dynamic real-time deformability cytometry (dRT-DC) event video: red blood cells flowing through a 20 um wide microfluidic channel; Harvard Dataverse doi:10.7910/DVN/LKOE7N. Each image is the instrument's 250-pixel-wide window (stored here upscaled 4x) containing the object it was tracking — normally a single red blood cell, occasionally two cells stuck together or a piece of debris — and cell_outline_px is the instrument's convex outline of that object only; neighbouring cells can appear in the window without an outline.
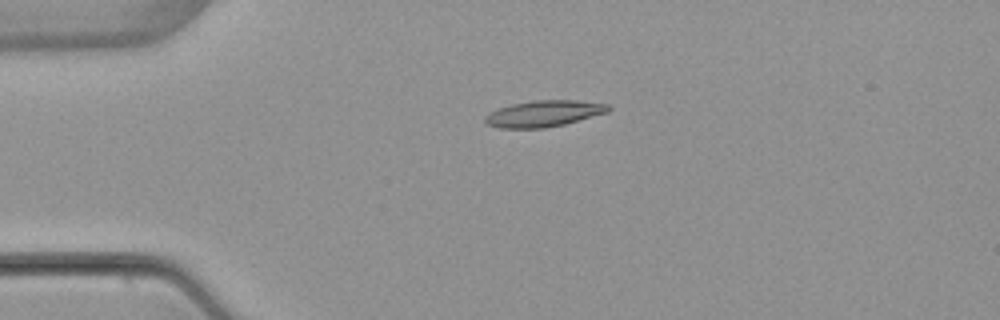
{"species": "common noctule bat (a hibernating species)", "species_latin": "Nyctalus noctula", "temperature_condition": "warm", "stored_images_in_passage": 2, "camera_frame_rate_fps": 3000, "um_per_image_px": 0.085, "animal": {"sex": "female", "body_mass_g": 22.7, "forearm_length_mm": 54.2}, "frame": {"image": 1, "passage_image": 2, "time_ms": 1.0, "image_size_px": [1000, 320], "cell_outline_px": [[612, 108], [608, 112], [564, 124], [544, 128], [500, 128], [488, 124], [484, 120], [484, 116], [488, 112], [496, 108], [512, 104], [532, 100], [576, 100], [608, 104]], "centroid_in_image_um": [46.2, 9.64], "position_along_channel_um": 38.8, "area_um2": 18.96}}